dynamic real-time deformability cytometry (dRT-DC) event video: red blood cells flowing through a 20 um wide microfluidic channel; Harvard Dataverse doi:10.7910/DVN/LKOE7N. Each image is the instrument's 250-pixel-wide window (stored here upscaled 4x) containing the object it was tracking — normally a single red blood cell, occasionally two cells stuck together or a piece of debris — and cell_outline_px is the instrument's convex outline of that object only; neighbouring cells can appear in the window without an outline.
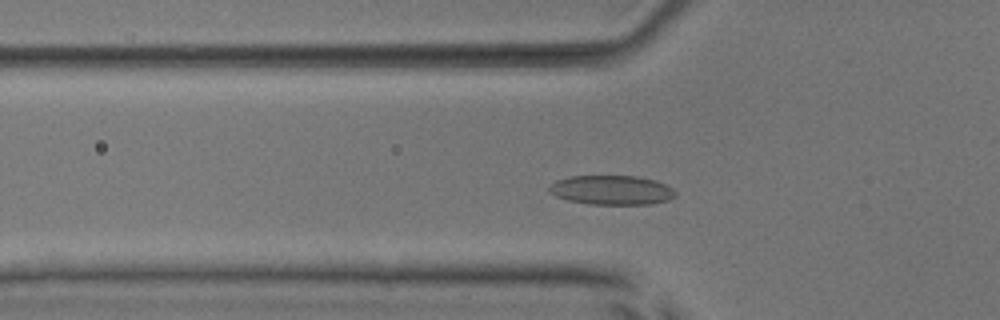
{"species": "common noctule bat (a hibernating species)", "species_latin": "Nyctalus noctula", "temperature_condition": "room temperature", "stored_images_in_passage": 48, "camera_frame_rate_fps": 3000, "um_per_image_px": 0.085, "animal": {"sex": "male", "body_mass_g": 17.9, "forearm_length_mm": 54.2}, "frame": {"image": 1, "passage_image": 14, "time_ms": 4.333, "image_size_px": [1000, 320], "cell_outline_px": [[676, 196], [668, 200], [648, 204], [588, 204], [568, 200], [556, 196], [548, 188], [556, 180], [568, 176], [636, 176], [656, 180], [672, 188], [676, 192]], "centroid_in_image_um": [52.0, 16.15], "position_along_channel_um": 73.8, "area_um2": 21.5}}
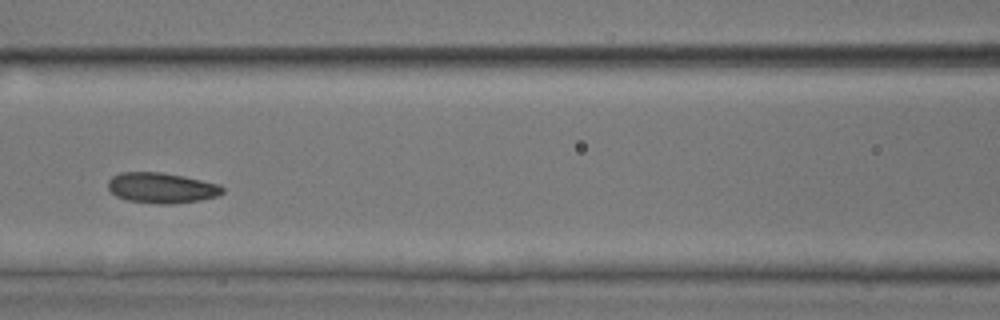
{"frame": {"image": 2, "passage_image": 20, "time_ms": 6.333, "image_size_px": [1000, 320], "cell_outline_px": [[224, 192], [216, 196], [200, 200], [176, 204], [160, 204], [128, 200], [116, 196], [108, 188], [108, 180], [112, 176], [120, 172], [160, 172], [184, 176], [220, 184], [224, 188]], "centroid_in_image_um": [13.74, 15.96], "position_along_channel_um": 152.9, "area_um2": 20.4}}
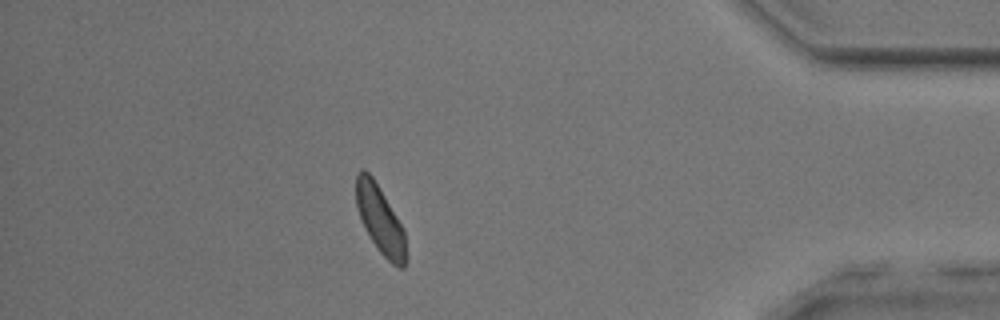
{"frame": {"image": 3, "passage_image": 42, "time_ms": 13.667, "image_size_px": [1000, 320], "cell_outline_px": [[408, 256], [404, 268], [400, 268], [392, 264], [380, 252], [364, 228], [356, 208], [356, 176], [360, 168], [364, 168], [372, 176], [396, 216], [404, 232]], "centroid_in_image_um": [32.31, 18.7], "position_along_channel_um": 402.9, "area_um2": 19.65}, "authors_computed_cell_mechanics": {"area_um2": 20.3456, "velocity_mm_per_s": 3.9553, "shape_relaxation_time_tau1_ms": 4.0085, "shape_relaxation_time_tau2_ms": 2.6459, "deformation_change_tau1": 0.0686, "deformation_change_tau2": 0.0775}}